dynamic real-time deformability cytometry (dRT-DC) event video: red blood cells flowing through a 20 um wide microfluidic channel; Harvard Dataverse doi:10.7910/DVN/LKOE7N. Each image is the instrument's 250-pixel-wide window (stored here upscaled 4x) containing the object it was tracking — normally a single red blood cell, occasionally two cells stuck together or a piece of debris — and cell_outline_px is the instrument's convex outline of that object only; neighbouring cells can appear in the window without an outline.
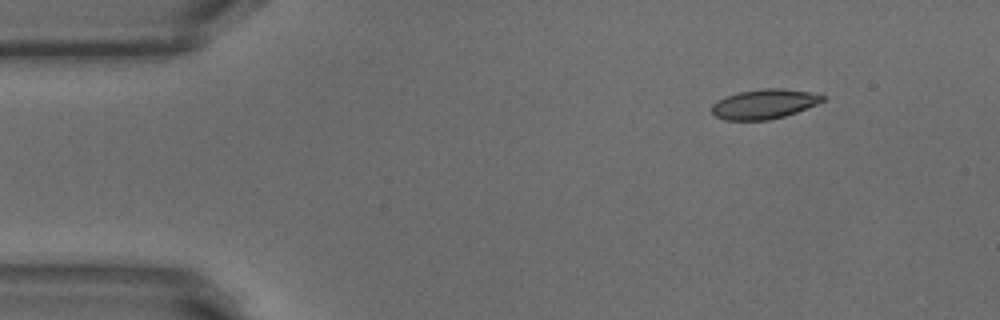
{"species": "common noctule bat (a hibernating species)", "species_latin": "Nyctalus noctula", "temperature_condition": "warm", "stored_images_in_passage": 47, "camera_frame_rate_fps": 3000, "um_per_image_px": 0.085, "animal": {"sex": "male", "body_mass_g": 18.8}, "frame": {"image": 1, "passage_image": 1, "time_ms": 0.0, "image_size_px": [1000, 320], "cell_outline_px": [[824, 100], [816, 104], [796, 112], [784, 116], [768, 120], [724, 120], [716, 116], [712, 112], [712, 104], [716, 100], [724, 96], [740, 92], [764, 88], [784, 88], [812, 92], [824, 96]], "centroid_in_image_um": [64.93, 8.83], "position_along_channel_um": 20.1, "area_um2": 19.13}}
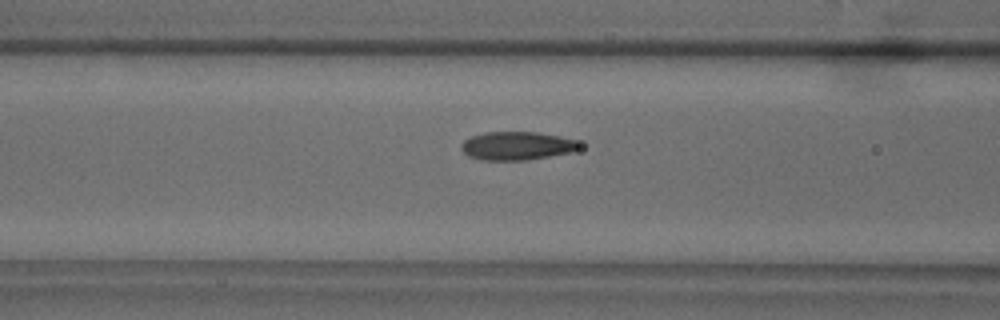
{"frame": {"image": 2, "passage_image": 15, "time_ms": 4.667, "image_size_px": [1000, 320], "cell_outline_px": [[584, 144], [580, 148], [572, 152], [524, 160], [480, 160], [468, 156], [460, 148], [460, 144], [464, 140], [472, 136], [484, 132], [536, 132], [560, 136], [576, 140]], "centroid_in_image_um": [43.94, 12.39], "position_along_channel_um": 122.7, "area_um2": 19.65}}
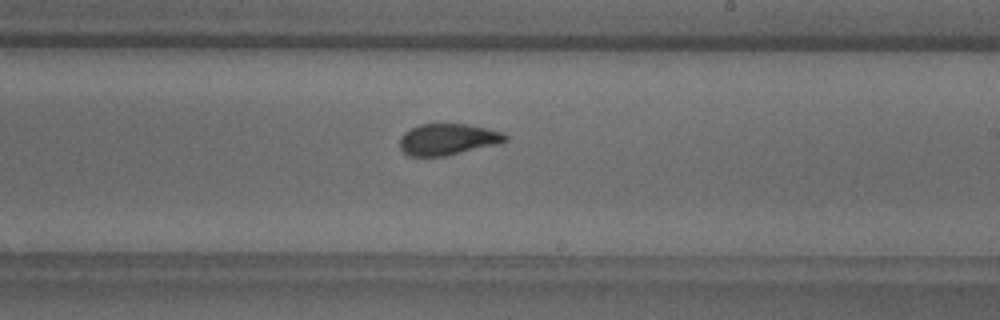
{"frame": {"image": 3, "passage_image": 25, "time_ms": 8.0, "image_size_px": [1000, 320], "cell_outline_px": [[508, 140], [500, 144], [448, 156], [408, 156], [400, 148], [400, 136], [404, 132], [420, 124], [468, 124], [488, 128], [504, 132], [508, 136]], "centroid_in_image_um": [38.11, 11.85], "position_along_channel_um": 250.9, "area_um2": 19.65}, "authors_computed_cell_mechanics": {"area_um2": 19.652, "velocity_mm_per_s": 3.8512, "shape_relaxation_time_tau1_ms": 3.7954, "shape_relaxation_time_tau2_ms": 1.2843, "deformation_change_tau1": 0.1725, "deformation_change_tau2": 0.0785}}